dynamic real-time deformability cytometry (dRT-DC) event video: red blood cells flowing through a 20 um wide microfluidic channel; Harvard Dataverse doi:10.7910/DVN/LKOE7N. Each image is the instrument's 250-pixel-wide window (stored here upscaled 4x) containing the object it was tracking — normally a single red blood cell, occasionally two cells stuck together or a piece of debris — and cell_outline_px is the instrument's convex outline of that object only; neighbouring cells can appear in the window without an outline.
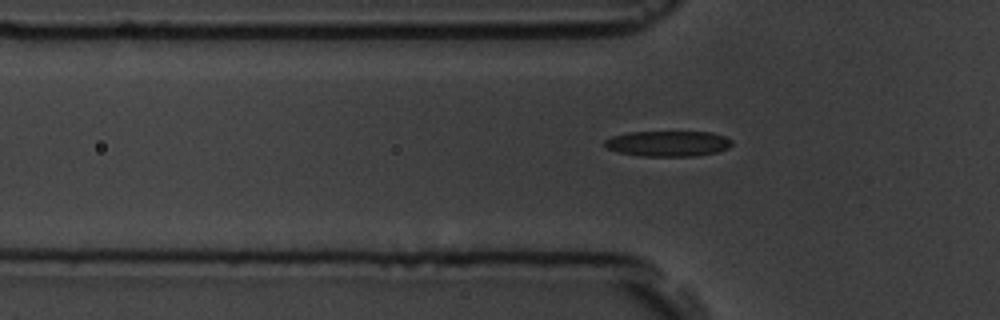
{"species": "common noctule bat (a hibernating species)", "species_latin": "Nyctalus noctula", "temperature_condition": "room temperature", "stored_images_in_passage": 8, "camera_frame_rate_fps": 3000, "um_per_image_px": 0.085, "animal": {"sex": "male", "body_mass_g": 19.5, "forearm_length_mm": 54.6}, "frame": {"image": 1, "passage_image": 8, "time_ms": 8.0, "image_size_px": [1000, 320], "cell_outline_px": [[732, 144], [728, 148], [716, 152], [696, 156], [640, 156], [616, 152], [604, 148], [604, 140], [612, 136], [628, 132], [712, 132], [724, 136], [732, 140]], "centroid_in_image_um": [56.74, 12.21], "position_along_channel_um": 69.1, "area_um2": 19.13}}